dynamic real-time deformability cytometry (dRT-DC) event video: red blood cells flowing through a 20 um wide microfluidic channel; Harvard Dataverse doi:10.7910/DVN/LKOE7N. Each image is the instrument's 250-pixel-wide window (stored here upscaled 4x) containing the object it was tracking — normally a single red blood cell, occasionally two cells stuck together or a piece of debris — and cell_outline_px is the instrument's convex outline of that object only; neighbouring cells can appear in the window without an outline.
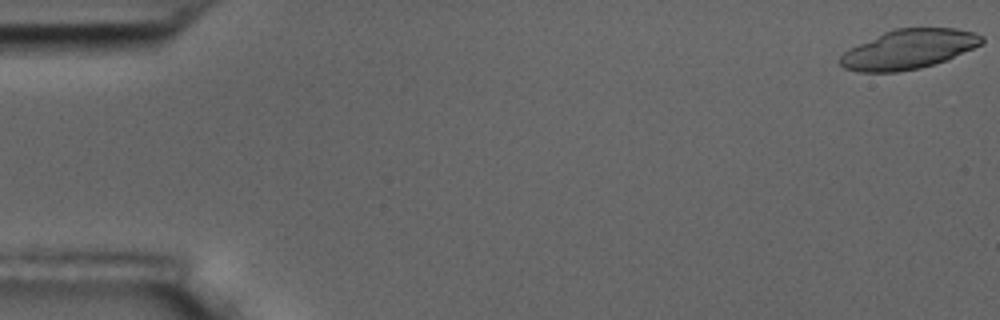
{"species": "common noctule bat (a hibernating species)", "species_latin": "Nyctalus noctula", "temperature_condition": "room temperature", "stored_images_in_passage": 56, "camera_frame_rate_fps": 3000, "um_per_image_px": 0.085, "animal": {"sex": "male", "body_mass_g": 17.5, "forearm_length_mm": 52.3}, "frame": {"image": 1, "passage_image": 1, "time_ms": 0.0, "image_size_px": [1000, 320], "cell_outline_px": [[984, 44], [944, 60], [920, 68], [896, 72], [860, 72], [844, 68], [840, 64], [840, 56], [844, 52], [884, 32], [896, 28], [956, 28], [976, 32], [984, 36]], "centroid_in_image_um": [77.28, 4.18], "position_along_channel_um": 7.7, "area_um2": 32.25}}